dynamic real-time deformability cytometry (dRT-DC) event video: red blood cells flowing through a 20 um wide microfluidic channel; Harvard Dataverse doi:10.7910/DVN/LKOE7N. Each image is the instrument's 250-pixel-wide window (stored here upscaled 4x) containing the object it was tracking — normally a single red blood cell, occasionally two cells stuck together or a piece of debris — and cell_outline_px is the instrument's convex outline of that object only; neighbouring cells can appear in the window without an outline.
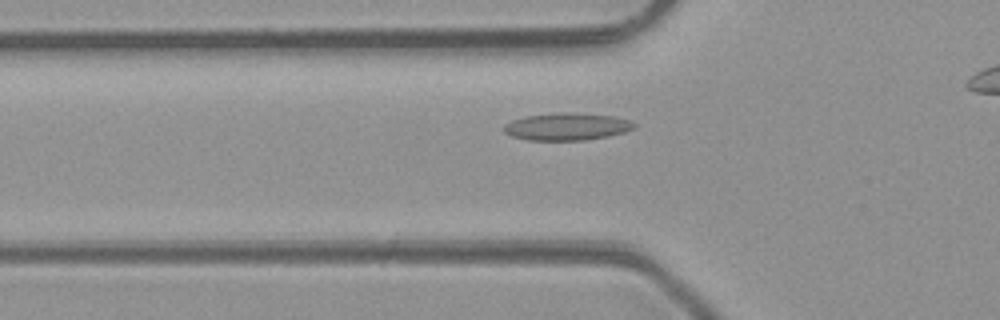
{"species": "common noctule bat (a hibernating species)", "species_latin": "Nyctalus noctula", "temperature_condition": "room temperature", "stored_images_in_passage": 30, "camera_frame_rate_fps": 3000, "um_per_image_px": 0.085, "animal": {"sex": "male", "body_mass_g": 23.1, "forearm_length_mm": 52.7}, "frame": {"image": 1, "passage_image": 5, "time_ms": 1.333, "image_size_px": [1000, 320], "cell_outline_px": [[636, 128], [624, 132], [608, 136], [584, 140], [528, 140], [512, 136], [504, 132], [504, 124], [512, 120], [524, 116], [560, 112], [572, 112], [612, 116], [632, 120], [636, 124]], "centroid_in_image_um": [48.2, 10.75], "position_along_channel_um": 77.6, "area_um2": 20.87}}
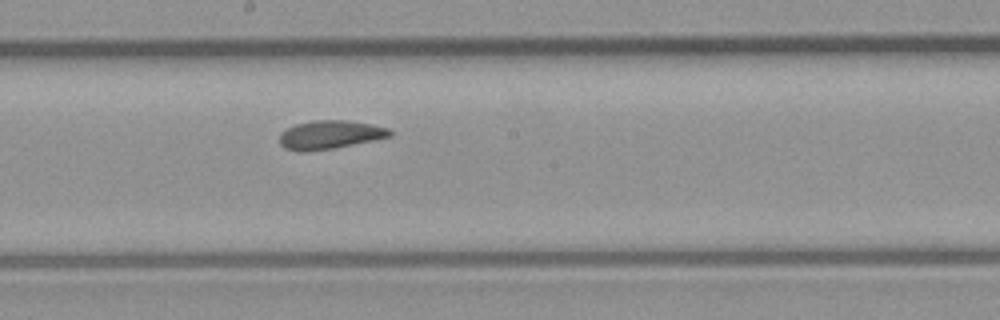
{"frame": {"image": 2, "passage_image": 15, "time_ms": 4.667, "image_size_px": [1000, 320], "cell_outline_px": [[392, 136], [332, 148], [304, 152], [300, 152], [284, 148], [280, 144], [280, 132], [296, 124], [312, 120], [348, 120], [372, 124], [388, 128], [392, 132]], "centroid_in_image_um": [28.02, 11.44], "position_along_channel_um": 220.2, "area_um2": 18.26}}
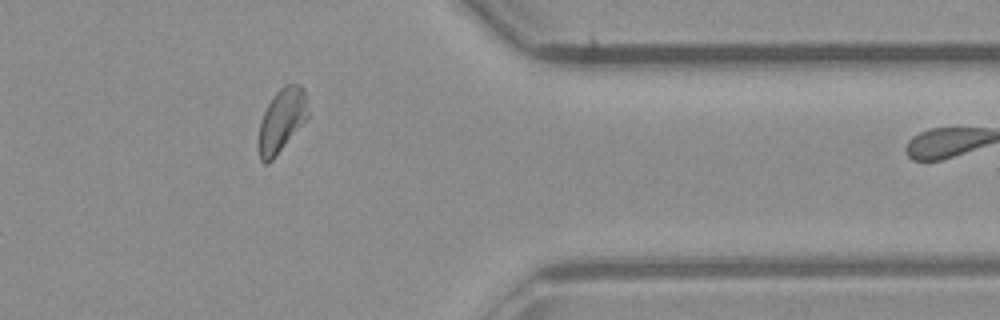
{"frame": {"image": 3, "passage_image": 28, "time_ms": 9.0, "image_size_px": [1000, 320], "cell_outline_px": [[308, 116], [276, 156], [268, 164], [264, 164], [260, 160], [260, 124], [264, 112], [268, 104], [276, 92], [280, 88], [288, 84], [300, 84], [304, 88], [308, 112]], "centroid_in_image_um": [23.96, 10.21], "position_along_channel_um": 387.4, "area_um2": 17.69}}